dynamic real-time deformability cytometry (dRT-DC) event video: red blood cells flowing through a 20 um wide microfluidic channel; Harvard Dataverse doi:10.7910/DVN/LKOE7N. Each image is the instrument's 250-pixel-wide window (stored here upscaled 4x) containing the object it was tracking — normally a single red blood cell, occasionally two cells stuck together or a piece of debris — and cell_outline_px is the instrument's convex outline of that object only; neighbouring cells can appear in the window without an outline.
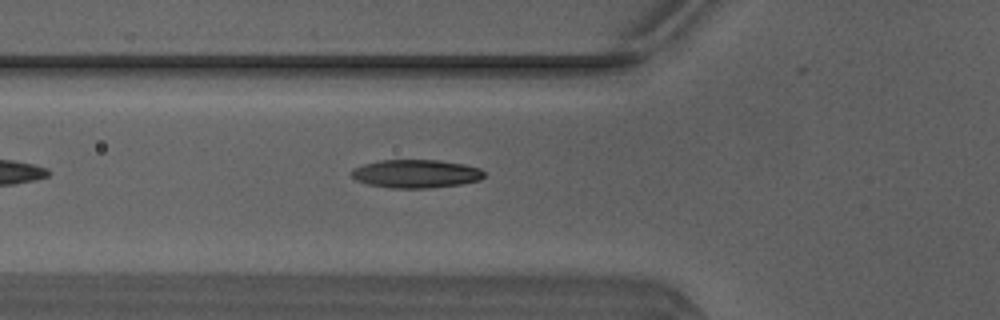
{"species": "Egyptian fruit bat (a non-hibernating species)", "species_latin": "Rousettus aegyptiacus", "temperature_condition": "warm", "stored_images_in_passage": 37, "segment_of_instrument_passage": [1, 2], "camera_frame_rate_fps": 3000, "um_per_image_px": 0.085, "animal": {"sex": "male"}, "frame": {"image": 1, "passage_image": 4, "time_ms": 1.0, "image_size_px": [1000, 320], "cell_outline_px": [[484, 176], [480, 180], [460, 184], [432, 188], [392, 188], [368, 184], [356, 180], [348, 172], [352, 168], [364, 164], [380, 160], [436, 160], [464, 164], [480, 168], [484, 172]], "centroid_in_image_um": [35.33, 14.77], "position_along_channel_um": 90.5, "area_um2": 21.96}}
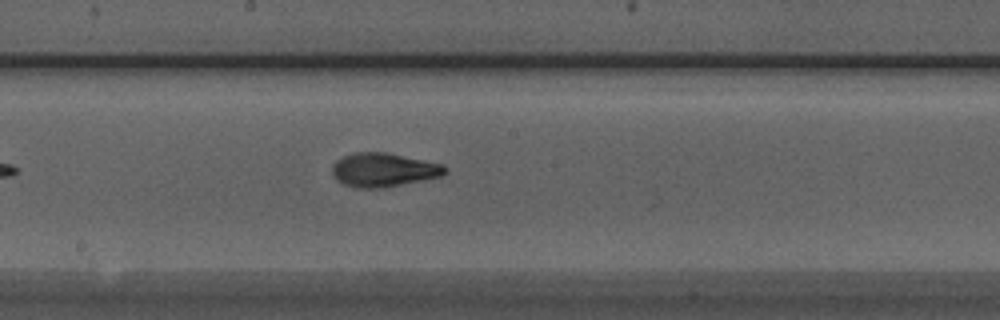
{"frame": {"image": 2, "passage_image": 13, "time_ms": 4.0, "image_size_px": [1000, 320], "cell_outline_px": [[448, 172], [440, 176], [384, 188], [360, 188], [344, 184], [336, 180], [332, 176], [332, 164], [336, 160], [352, 152], [388, 152], [440, 164], [448, 168]], "centroid_in_image_um": [32.56, 14.43], "position_along_channel_um": 215.6, "area_um2": 22.25}}
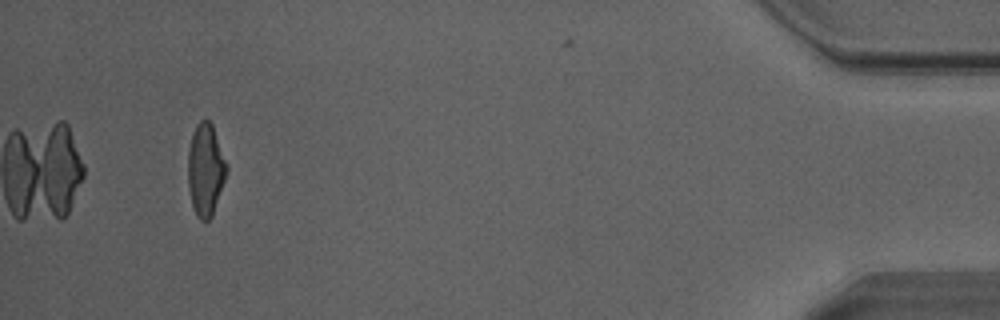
{"frame": {"image": 3, "passage_image": 33, "time_ms": 10.667, "image_size_px": [1000, 320], "cell_outline_px": [[228, 172], [212, 216], [208, 220], [200, 220], [196, 216], [192, 204], [188, 188], [188, 152], [192, 132], [196, 124], [200, 120], [208, 120], [212, 124], [228, 168]], "centroid_in_image_um": [17.46, 14.43], "position_along_channel_um": 417.7, "area_um2": 20.81}}